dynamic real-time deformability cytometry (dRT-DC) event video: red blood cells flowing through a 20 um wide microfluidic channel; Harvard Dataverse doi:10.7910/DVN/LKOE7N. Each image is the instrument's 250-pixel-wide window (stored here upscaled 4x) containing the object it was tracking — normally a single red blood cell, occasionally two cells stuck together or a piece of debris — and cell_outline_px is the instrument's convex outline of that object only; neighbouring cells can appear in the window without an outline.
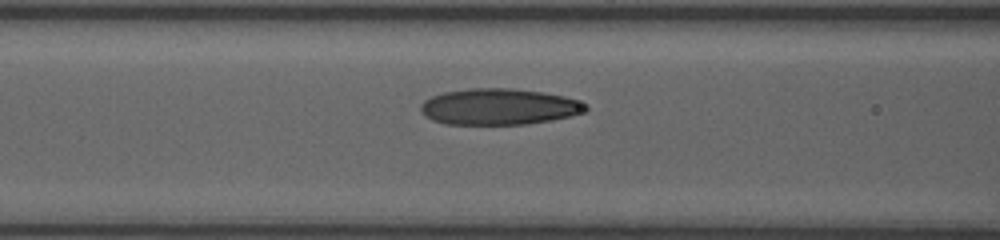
{"species": "human", "species_latin": "Homo sapiens", "temperature_condition": "room temperature", "stored_images_in_passage": 24, "camera_frame_rate_fps": 3000, "um_per_image_px": 0.085, "donor": {"sex": "female"}, "frame": {"image": 1, "passage_image": 22, "time_ms": 5.333, "image_size_px": [1000, 240], "cell_outline_px": [[588, 108], [584, 112], [568, 116], [548, 120], [524, 124], [444, 124], [432, 120], [424, 116], [420, 108], [420, 104], [424, 100], [432, 96], [444, 92], [468, 88], [508, 88], [540, 92], [564, 96], [576, 100]], "centroid_in_image_um": [42.32, 9.07], "position_along_channel_um": 124.3, "area_um2": 34.45}}